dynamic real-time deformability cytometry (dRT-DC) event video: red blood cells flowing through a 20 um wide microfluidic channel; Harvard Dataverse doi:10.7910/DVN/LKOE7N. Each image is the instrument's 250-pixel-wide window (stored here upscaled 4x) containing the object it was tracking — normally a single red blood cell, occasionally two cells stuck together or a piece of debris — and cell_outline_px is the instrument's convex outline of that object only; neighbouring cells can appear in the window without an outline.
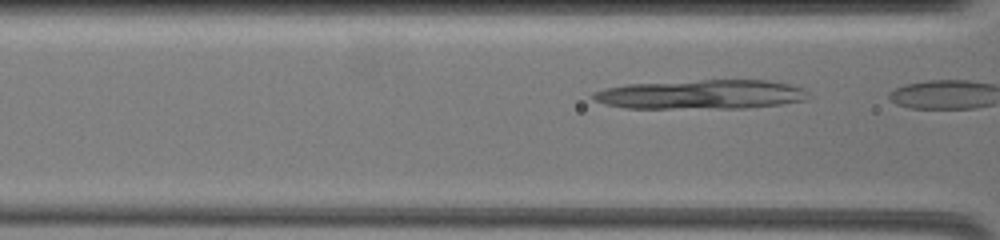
{"species": "common noctule bat (a hibernating species)", "species_latin": "Nyctalus noctula", "temperature_condition": "warm", "stored_images_in_passage": 6, "camera_frame_rate_fps": 3000, "um_per_image_px": 0.085, "animal": {"sex": "female", "body_mass_g": 19.5, "forearm_length_mm": 54.1}, "frame": {"image": 1, "passage_image": 3, "time_ms": 0.333, "image_size_px": [1000, 240], "cell_outline_px": [[808, 100], [780, 104], [744, 108], [624, 108], [604, 104], [596, 100], [592, 96], [592, 92], [604, 88], [624, 84], [700, 80], [768, 80], [788, 84], [804, 88]], "centroid_in_image_um": [59.56, 8.02], "position_along_channel_um": 107.0, "area_um2": 36.82}}